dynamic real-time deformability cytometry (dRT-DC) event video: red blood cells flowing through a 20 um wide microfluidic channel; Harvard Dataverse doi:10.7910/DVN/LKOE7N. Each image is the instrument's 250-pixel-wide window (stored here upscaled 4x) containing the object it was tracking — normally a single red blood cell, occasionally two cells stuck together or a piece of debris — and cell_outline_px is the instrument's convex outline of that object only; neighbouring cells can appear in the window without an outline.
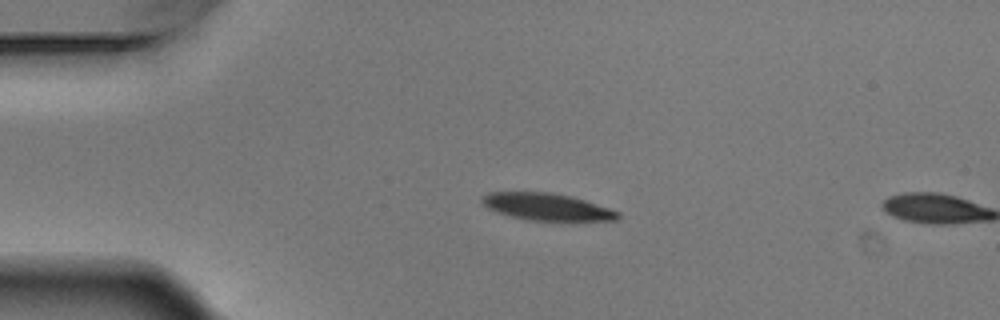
{"species": "Egyptian fruit bat (a non-hibernating species)", "species_latin": "Rousettus aegyptiacus", "temperature_condition": "warm", "stored_images_in_passage": 2, "camera_frame_rate_fps": 3000, "um_per_image_px": 0.085, "animal": {"sex": "male"}, "frame": {"image": 1, "passage_image": 1, "time_ms": 0.0, "image_size_px": [1000, 320], "cell_outline_px": [[620, 220], [528, 220], [496, 212], [488, 208], [480, 200], [480, 196], [488, 192], [548, 192], [568, 196], [584, 200], [620, 212]], "centroid_in_image_um": [46.44, 17.57], "position_along_channel_um": 38.6, "area_um2": 21.15}}